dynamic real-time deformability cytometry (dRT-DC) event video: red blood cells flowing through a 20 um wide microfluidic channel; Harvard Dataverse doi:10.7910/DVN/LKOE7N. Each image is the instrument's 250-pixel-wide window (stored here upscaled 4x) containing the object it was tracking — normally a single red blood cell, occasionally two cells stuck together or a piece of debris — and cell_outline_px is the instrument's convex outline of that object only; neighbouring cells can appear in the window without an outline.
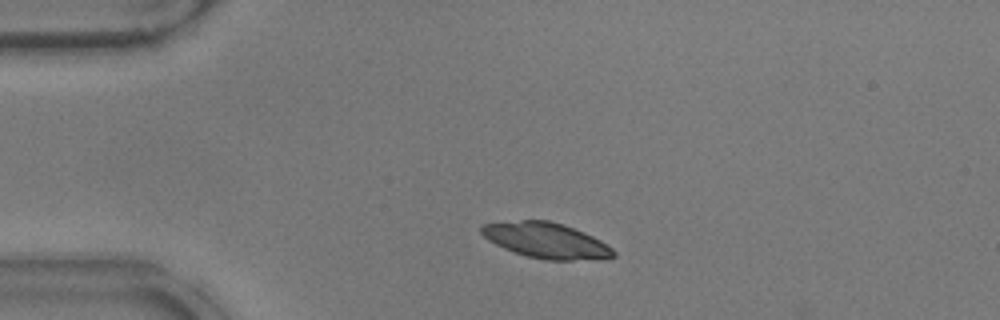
{"species": "common noctule bat (a hibernating species)", "species_latin": "Nyctalus noctula", "temperature_condition": "warm", "stored_images_in_passage": 47, "camera_frame_rate_fps": 3000, "um_per_image_px": 0.085, "animal": {"sex": "male", "body_mass_g": 17.9}, "frame": {"image": 1, "passage_image": 6, "time_ms": 1.667, "image_size_px": [1000, 320], "cell_outline_px": [[616, 256], [608, 260], [548, 260], [528, 256], [504, 248], [488, 240], [480, 232], [480, 224], [520, 220], [548, 220], [564, 224], [584, 232], [600, 240], [612, 248], [616, 252]], "centroid_in_image_um": [46.47, 20.44], "position_along_channel_um": 38.5, "area_um2": 27.51}}
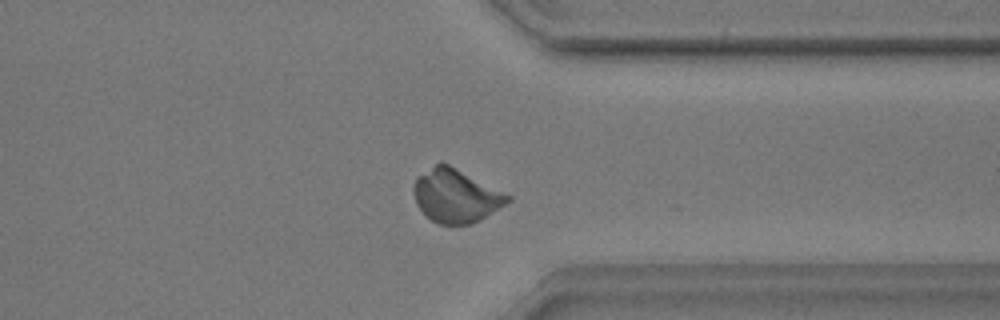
{"frame": {"image": 2, "passage_image": 35, "time_ms": 11.333, "image_size_px": [1000, 320], "cell_outline_px": [[512, 200], [472, 224], [440, 224], [432, 220], [416, 204], [412, 188], [416, 176], [440, 160], [512, 196]], "centroid_in_image_um": [38.71, 16.62], "position_along_channel_um": 372.7, "area_um2": 29.07}}
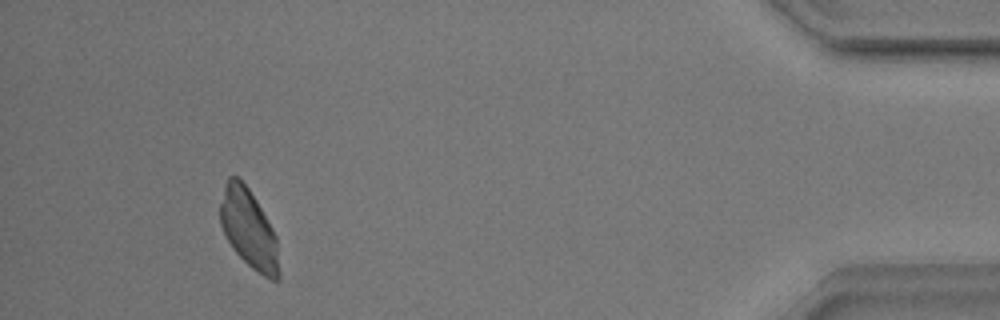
{"frame": {"image": 3, "passage_image": 43, "time_ms": 14.0, "image_size_px": [1000, 320], "cell_outline_px": [[280, 280], [272, 280], [264, 276], [252, 268], [232, 248], [220, 224], [220, 204], [224, 184], [228, 176], [236, 176], [248, 188], [272, 228], [276, 236], [280, 272]], "centroid_in_image_um": [21.14, 19.47], "position_along_channel_um": 414.1, "area_um2": 26.7}}